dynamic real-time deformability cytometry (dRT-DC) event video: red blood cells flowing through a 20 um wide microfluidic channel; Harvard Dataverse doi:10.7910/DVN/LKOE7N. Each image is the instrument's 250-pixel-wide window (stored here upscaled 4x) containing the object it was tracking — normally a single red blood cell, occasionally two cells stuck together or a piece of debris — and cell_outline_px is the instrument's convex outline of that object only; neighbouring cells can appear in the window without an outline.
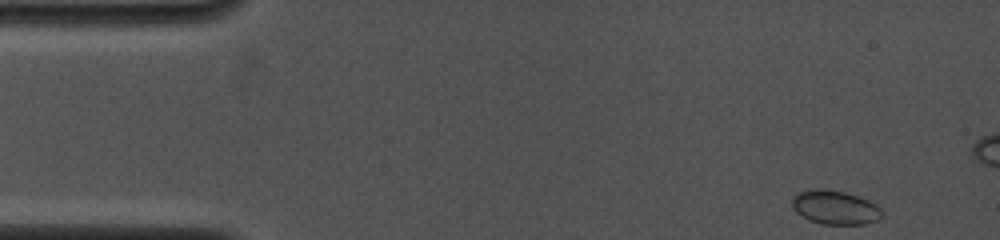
{"species": "common noctule bat (a hibernating species)", "species_latin": "Nyctalus noctula", "temperature_condition": "cold", "stored_images_in_passage": 13, "camera_frame_rate_fps": 4000, "um_per_image_px": 0.085, "animal": {"sex": "female", "body_mass_g": 19.0, "forearm_length_mm": 53.3}, "frame": {"image": 1, "passage_image": 1, "time_ms": 0.0, "image_size_px": [1000, 240], "cell_outline_px": [[884, 216], [880, 220], [864, 224], [824, 224], [808, 220], [796, 212], [792, 208], [792, 196], [796, 192], [808, 188], [824, 188], [844, 192], [868, 200], [876, 204], [884, 212]], "centroid_in_image_um": [70.97, 17.62], "position_along_channel_um": 14.0, "area_um2": 18.21}}